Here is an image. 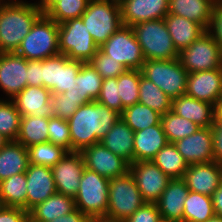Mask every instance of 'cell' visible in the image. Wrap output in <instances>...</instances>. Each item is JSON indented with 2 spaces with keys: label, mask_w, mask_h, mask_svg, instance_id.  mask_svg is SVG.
I'll return each mask as SVG.
<instances>
[{
  "label": "cell",
  "mask_w": 222,
  "mask_h": 222,
  "mask_svg": "<svg viewBox=\"0 0 222 222\" xmlns=\"http://www.w3.org/2000/svg\"><path fill=\"white\" fill-rule=\"evenodd\" d=\"M121 117L115 110L92 101L80 106L67 120L71 137V151L81 152L107 134Z\"/></svg>",
  "instance_id": "1"
},
{
  "label": "cell",
  "mask_w": 222,
  "mask_h": 222,
  "mask_svg": "<svg viewBox=\"0 0 222 222\" xmlns=\"http://www.w3.org/2000/svg\"><path fill=\"white\" fill-rule=\"evenodd\" d=\"M41 15L36 2L0 5V53L16 52Z\"/></svg>",
  "instance_id": "2"
},
{
  "label": "cell",
  "mask_w": 222,
  "mask_h": 222,
  "mask_svg": "<svg viewBox=\"0 0 222 222\" xmlns=\"http://www.w3.org/2000/svg\"><path fill=\"white\" fill-rule=\"evenodd\" d=\"M59 24L42 14L32 25L30 32L20 43L18 55L29 60H44L60 54Z\"/></svg>",
  "instance_id": "3"
},
{
  "label": "cell",
  "mask_w": 222,
  "mask_h": 222,
  "mask_svg": "<svg viewBox=\"0 0 222 222\" xmlns=\"http://www.w3.org/2000/svg\"><path fill=\"white\" fill-rule=\"evenodd\" d=\"M81 18L98 47L123 25L117 0H90Z\"/></svg>",
  "instance_id": "4"
},
{
  "label": "cell",
  "mask_w": 222,
  "mask_h": 222,
  "mask_svg": "<svg viewBox=\"0 0 222 222\" xmlns=\"http://www.w3.org/2000/svg\"><path fill=\"white\" fill-rule=\"evenodd\" d=\"M145 60H171L179 57L164 18L132 26Z\"/></svg>",
  "instance_id": "5"
},
{
  "label": "cell",
  "mask_w": 222,
  "mask_h": 222,
  "mask_svg": "<svg viewBox=\"0 0 222 222\" xmlns=\"http://www.w3.org/2000/svg\"><path fill=\"white\" fill-rule=\"evenodd\" d=\"M142 75L157 85L171 99L186 92L188 72L179 58L171 60H145Z\"/></svg>",
  "instance_id": "6"
},
{
  "label": "cell",
  "mask_w": 222,
  "mask_h": 222,
  "mask_svg": "<svg viewBox=\"0 0 222 222\" xmlns=\"http://www.w3.org/2000/svg\"><path fill=\"white\" fill-rule=\"evenodd\" d=\"M109 181L98 173L83 169L79 189L74 198L76 208L88 218L106 216L108 210Z\"/></svg>",
  "instance_id": "7"
},
{
  "label": "cell",
  "mask_w": 222,
  "mask_h": 222,
  "mask_svg": "<svg viewBox=\"0 0 222 222\" xmlns=\"http://www.w3.org/2000/svg\"><path fill=\"white\" fill-rule=\"evenodd\" d=\"M58 42L60 54L83 63L89 62L99 50L81 17L59 24Z\"/></svg>",
  "instance_id": "8"
},
{
  "label": "cell",
  "mask_w": 222,
  "mask_h": 222,
  "mask_svg": "<svg viewBox=\"0 0 222 222\" xmlns=\"http://www.w3.org/2000/svg\"><path fill=\"white\" fill-rule=\"evenodd\" d=\"M106 216L125 220L144 203V199L130 172L110 179Z\"/></svg>",
  "instance_id": "9"
},
{
  "label": "cell",
  "mask_w": 222,
  "mask_h": 222,
  "mask_svg": "<svg viewBox=\"0 0 222 222\" xmlns=\"http://www.w3.org/2000/svg\"><path fill=\"white\" fill-rule=\"evenodd\" d=\"M99 49L127 70H141L145 58L131 26L122 25Z\"/></svg>",
  "instance_id": "10"
},
{
  "label": "cell",
  "mask_w": 222,
  "mask_h": 222,
  "mask_svg": "<svg viewBox=\"0 0 222 222\" xmlns=\"http://www.w3.org/2000/svg\"><path fill=\"white\" fill-rule=\"evenodd\" d=\"M178 58L188 73L222 67L221 48L208 31L203 33L189 47L182 49Z\"/></svg>",
  "instance_id": "11"
},
{
  "label": "cell",
  "mask_w": 222,
  "mask_h": 222,
  "mask_svg": "<svg viewBox=\"0 0 222 222\" xmlns=\"http://www.w3.org/2000/svg\"><path fill=\"white\" fill-rule=\"evenodd\" d=\"M129 172L148 203H156L171 179L153 161H138L129 165Z\"/></svg>",
  "instance_id": "12"
},
{
  "label": "cell",
  "mask_w": 222,
  "mask_h": 222,
  "mask_svg": "<svg viewBox=\"0 0 222 222\" xmlns=\"http://www.w3.org/2000/svg\"><path fill=\"white\" fill-rule=\"evenodd\" d=\"M85 163L79 151H67L52 168L57 193L75 198Z\"/></svg>",
  "instance_id": "13"
},
{
  "label": "cell",
  "mask_w": 222,
  "mask_h": 222,
  "mask_svg": "<svg viewBox=\"0 0 222 222\" xmlns=\"http://www.w3.org/2000/svg\"><path fill=\"white\" fill-rule=\"evenodd\" d=\"M81 153L85 167L105 178L113 179L129 172L130 164L100 142L84 148Z\"/></svg>",
  "instance_id": "14"
},
{
  "label": "cell",
  "mask_w": 222,
  "mask_h": 222,
  "mask_svg": "<svg viewBox=\"0 0 222 222\" xmlns=\"http://www.w3.org/2000/svg\"><path fill=\"white\" fill-rule=\"evenodd\" d=\"M27 60L15 52L0 53V89L12 99L27 86ZM7 97V98H6Z\"/></svg>",
  "instance_id": "15"
},
{
  "label": "cell",
  "mask_w": 222,
  "mask_h": 222,
  "mask_svg": "<svg viewBox=\"0 0 222 222\" xmlns=\"http://www.w3.org/2000/svg\"><path fill=\"white\" fill-rule=\"evenodd\" d=\"M185 94L216 106L222 99V67L188 73Z\"/></svg>",
  "instance_id": "16"
},
{
  "label": "cell",
  "mask_w": 222,
  "mask_h": 222,
  "mask_svg": "<svg viewBox=\"0 0 222 222\" xmlns=\"http://www.w3.org/2000/svg\"><path fill=\"white\" fill-rule=\"evenodd\" d=\"M211 127H201L195 133L177 140L178 152L188 165L214 161Z\"/></svg>",
  "instance_id": "17"
},
{
  "label": "cell",
  "mask_w": 222,
  "mask_h": 222,
  "mask_svg": "<svg viewBox=\"0 0 222 222\" xmlns=\"http://www.w3.org/2000/svg\"><path fill=\"white\" fill-rule=\"evenodd\" d=\"M123 25L134 26L140 22L165 18L169 0H119Z\"/></svg>",
  "instance_id": "18"
},
{
  "label": "cell",
  "mask_w": 222,
  "mask_h": 222,
  "mask_svg": "<svg viewBox=\"0 0 222 222\" xmlns=\"http://www.w3.org/2000/svg\"><path fill=\"white\" fill-rule=\"evenodd\" d=\"M183 180L190 191L212 197L222 183V164L211 161L188 165Z\"/></svg>",
  "instance_id": "19"
},
{
  "label": "cell",
  "mask_w": 222,
  "mask_h": 222,
  "mask_svg": "<svg viewBox=\"0 0 222 222\" xmlns=\"http://www.w3.org/2000/svg\"><path fill=\"white\" fill-rule=\"evenodd\" d=\"M27 180L26 211H30L37 204L57 192L52 170L42 165L29 163L25 172Z\"/></svg>",
  "instance_id": "20"
},
{
  "label": "cell",
  "mask_w": 222,
  "mask_h": 222,
  "mask_svg": "<svg viewBox=\"0 0 222 222\" xmlns=\"http://www.w3.org/2000/svg\"><path fill=\"white\" fill-rule=\"evenodd\" d=\"M189 189L183 179H172L156 202L163 222H183L184 201Z\"/></svg>",
  "instance_id": "21"
},
{
  "label": "cell",
  "mask_w": 222,
  "mask_h": 222,
  "mask_svg": "<svg viewBox=\"0 0 222 222\" xmlns=\"http://www.w3.org/2000/svg\"><path fill=\"white\" fill-rule=\"evenodd\" d=\"M50 97L51 91L47 88L26 86L12 100L21 116L51 117Z\"/></svg>",
  "instance_id": "22"
},
{
  "label": "cell",
  "mask_w": 222,
  "mask_h": 222,
  "mask_svg": "<svg viewBox=\"0 0 222 222\" xmlns=\"http://www.w3.org/2000/svg\"><path fill=\"white\" fill-rule=\"evenodd\" d=\"M177 115L200 127H211L215 122V105L184 94L172 99V109Z\"/></svg>",
  "instance_id": "23"
},
{
  "label": "cell",
  "mask_w": 222,
  "mask_h": 222,
  "mask_svg": "<svg viewBox=\"0 0 222 222\" xmlns=\"http://www.w3.org/2000/svg\"><path fill=\"white\" fill-rule=\"evenodd\" d=\"M100 143L129 164L134 162V131L120 117Z\"/></svg>",
  "instance_id": "24"
},
{
  "label": "cell",
  "mask_w": 222,
  "mask_h": 222,
  "mask_svg": "<svg viewBox=\"0 0 222 222\" xmlns=\"http://www.w3.org/2000/svg\"><path fill=\"white\" fill-rule=\"evenodd\" d=\"M167 143L161 123L134 132V162L152 161Z\"/></svg>",
  "instance_id": "25"
},
{
  "label": "cell",
  "mask_w": 222,
  "mask_h": 222,
  "mask_svg": "<svg viewBox=\"0 0 222 222\" xmlns=\"http://www.w3.org/2000/svg\"><path fill=\"white\" fill-rule=\"evenodd\" d=\"M215 0H169L168 13L199 23L208 31Z\"/></svg>",
  "instance_id": "26"
},
{
  "label": "cell",
  "mask_w": 222,
  "mask_h": 222,
  "mask_svg": "<svg viewBox=\"0 0 222 222\" xmlns=\"http://www.w3.org/2000/svg\"><path fill=\"white\" fill-rule=\"evenodd\" d=\"M164 20L172 38L173 45L178 52L189 47L206 32L199 23L174 14L168 13Z\"/></svg>",
  "instance_id": "27"
},
{
  "label": "cell",
  "mask_w": 222,
  "mask_h": 222,
  "mask_svg": "<svg viewBox=\"0 0 222 222\" xmlns=\"http://www.w3.org/2000/svg\"><path fill=\"white\" fill-rule=\"evenodd\" d=\"M76 209L74 198L55 193L29 211V222H48Z\"/></svg>",
  "instance_id": "28"
},
{
  "label": "cell",
  "mask_w": 222,
  "mask_h": 222,
  "mask_svg": "<svg viewBox=\"0 0 222 222\" xmlns=\"http://www.w3.org/2000/svg\"><path fill=\"white\" fill-rule=\"evenodd\" d=\"M29 165L28 149L17 141H9L0 149V182L19 173Z\"/></svg>",
  "instance_id": "29"
},
{
  "label": "cell",
  "mask_w": 222,
  "mask_h": 222,
  "mask_svg": "<svg viewBox=\"0 0 222 222\" xmlns=\"http://www.w3.org/2000/svg\"><path fill=\"white\" fill-rule=\"evenodd\" d=\"M50 117L21 116L17 142L28 148L32 145L48 142V123Z\"/></svg>",
  "instance_id": "30"
},
{
  "label": "cell",
  "mask_w": 222,
  "mask_h": 222,
  "mask_svg": "<svg viewBox=\"0 0 222 222\" xmlns=\"http://www.w3.org/2000/svg\"><path fill=\"white\" fill-rule=\"evenodd\" d=\"M171 180L183 179L188 164L174 143H167L152 160Z\"/></svg>",
  "instance_id": "31"
},
{
  "label": "cell",
  "mask_w": 222,
  "mask_h": 222,
  "mask_svg": "<svg viewBox=\"0 0 222 222\" xmlns=\"http://www.w3.org/2000/svg\"><path fill=\"white\" fill-rule=\"evenodd\" d=\"M215 215L211 196L189 191L184 201L183 222H207Z\"/></svg>",
  "instance_id": "32"
},
{
  "label": "cell",
  "mask_w": 222,
  "mask_h": 222,
  "mask_svg": "<svg viewBox=\"0 0 222 222\" xmlns=\"http://www.w3.org/2000/svg\"><path fill=\"white\" fill-rule=\"evenodd\" d=\"M27 180L25 173L15 174L0 182V194L5 206L26 210Z\"/></svg>",
  "instance_id": "33"
},
{
  "label": "cell",
  "mask_w": 222,
  "mask_h": 222,
  "mask_svg": "<svg viewBox=\"0 0 222 222\" xmlns=\"http://www.w3.org/2000/svg\"><path fill=\"white\" fill-rule=\"evenodd\" d=\"M139 103L150 107L161 115L172 109V99L143 75L140 76L139 82Z\"/></svg>",
  "instance_id": "34"
},
{
  "label": "cell",
  "mask_w": 222,
  "mask_h": 222,
  "mask_svg": "<svg viewBox=\"0 0 222 222\" xmlns=\"http://www.w3.org/2000/svg\"><path fill=\"white\" fill-rule=\"evenodd\" d=\"M161 116L157 111L139 102L125 108L121 114L122 119L134 132L160 124Z\"/></svg>",
  "instance_id": "35"
},
{
  "label": "cell",
  "mask_w": 222,
  "mask_h": 222,
  "mask_svg": "<svg viewBox=\"0 0 222 222\" xmlns=\"http://www.w3.org/2000/svg\"><path fill=\"white\" fill-rule=\"evenodd\" d=\"M160 123L168 143H175L177 140L183 139L201 128L196 123L177 115L172 110L161 116Z\"/></svg>",
  "instance_id": "36"
},
{
  "label": "cell",
  "mask_w": 222,
  "mask_h": 222,
  "mask_svg": "<svg viewBox=\"0 0 222 222\" xmlns=\"http://www.w3.org/2000/svg\"><path fill=\"white\" fill-rule=\"evenodd\" d=\"M21 114L12 99L0 98V134L16 141L20 130Z\"/></svg>",
  "instance_id": "37"
},
{
  "label": "cell",
  "mask_w": 222,
  "mask_h": 222,
  "mask_svg": "<svg viewBox=\"0 0 222 222\" xmlns=\"http://www.w3.org/2000/svg\"><path fill=\"white\" fill-rule=\"evenodd\" d=\"M103 79L100 74L87 63H82L76 76V84L81 91V97H86L89 102L96 101L99 97Z\"/></svg>",
  "instance_id": "38"
},
{
  "label": "cell",
  "mask_w": 222,
  "mask_h": 222,
  "mask_svg": "<svg viewBox=\"0 0 222 222\" xmlns=\"http://www.w3.org/2000/svg\"><path fill=\"white\" fill-rule=\"evenodd\" d=\"M29 163L52 168L66 154L67 150L51 142L32 145L27 148Z\"/></svg>",
  "instance_id": "39"
},
{
  "label": "cell",
  "mask_w": 222,
  "mask_h": 222,
  "mask_svg": "<svg viewBox=\"0 0 222 222\" xmlns=\"http://www.w3.org/2000/svg\"><path fill=\"white\" fill-rule=\"evenodd\" d=\"M141 75V70H127L117 77L119 96L124 109L139 102Z\"/></svg>",
  "instance_id": "40"
},
{
  "label": "cell",
  "mask_w": 222,
  "mask_h": 222,
  "mask_svg": "<svg viewBox=\"0 0 222 222\" xmlns=\"http://www.w3.org/2000/svg\"><path fill=\"white\" fill-rule=\"evenodd\" d=\"M90 0H60L45 15L58 24L80 18Z\"/></svg>",
  "instance_id": "41"
},
{
  "label": "cell",
  "mask_w": 222,
  "mask_h": 222,
  "mask_svg": "<svg viewBox=\"0 0 222 222\" xmlns=\"http://www.w3.org/2000/svg\"><path fill=\"white\" fill-rule=\"evenodd\" d=\"M61 77V54L42 60L43 87L51 91V94L59 93Z\"/></svg>",
  "instance_id": "42"
},
{
  "label": "cell",
  "mask_w": 222,
  "mask_h": 222,
  "mask_svg": "<svg viewBox=\"0 0 222 222\" xmlns=\"http://www.w3.org/2000/svg\"><path fill=\"white\" fill-rule=\"evenodd\" d=\"M89 63L100 74L102 79L117 78L120 74L127 71L123 64L118 61H114L100 49L92 57Z\"/></svg>",
  "instance_id": "43"
},
{
  "label": "cell",
  "mask_w": 222,
  "mask_h": 222,
  "mask_svg": "<svg viewBox=\"0 0 222 222\" xmlns=\"http://www.w3.org/2000/svg\"><path fill=\"white\" fill-rule=\"evenodd\" d=\"M48 142L71 151V137L68 121L51 116L48 123Z\"/></svg>",
  "instance_id": "44"
},
{
  "label": "cell",
  "mask_w": 222,
  "mask_h": 222,
  "mask_svg": "<svg viewBox=\"0 0 222 222\" xmlns=\"http://www.w3.org/2000/svg\"><path fill=\"white\" fill-rule=\"evenodd\" d=\"M96 101L115 110L120 115L123 113L124 108L119 96L117 78L103 79L101 91Z\"/></svg>",
  "instance_id": "45"
},
{
  "label": "cell",
  "mask_w": 222,
  "mask_h": 222,
  "mask_svg": "<svg viewBox=\"0 0 222 222\" xmlns=\"http://www.w3.org/2000/svg\"><path fill=\"white\" fill-rule=\"evenodd\" d=\"M82 61L70 60L66 55L61 54V77L59 93H63L76 84V76L80 71Z\"/></svg>",
  "instance_id": "46"
},
{
  "label": "cell",
  "mask_w": 222,
  "mask_h": 222,
  "mask_svg": "<svg viewBox=\"0 0 222 222\" xmlns=\"http://www.w3.org/2000/svg\"><path fill=\"white\" fill-rule=\"evenodd\" d=\"M51 110L53 116L68 120L73 113L80 107L76 101L66 97L63 93L51 94L50 97Z\"/></svg>",
  "instance_id": "47"
},
{
  "label": "cell",
  "mask_w": 222,
  "mask_h": 222,
  "mask_svg": "<svg viewBox=\"0 0 222 222\" xmlns=\"http://www.w3.org/2000/svg\"><path fill=\"white\" fill-rule=\"evenodd\" d=\"M124 222H163L156 203L145 202Z\"/></svg>",
  "instance_id": "48"
},
{
  "label": "cell",
  "mask_w": 222,
  "mask_h": 222,
  "mask_svg": "<svg viewBox=\"0 0 222 222\" xmlns=\"http://www.w3.org/2000/svg\"><path fill=\"white\" fill-rule=\"evenodd\" d=\"M208 32L219 44L222 51V0L215 3L212 11V21Z\"/></svg>",
  "instance_id": "49"
},
{
  "label": "cell",
  "mask_w": 222,
  "mask_h": 222,
  "mask_svg": "<svg viewBox=\"0 0 222 222\" xmlns=\"http://www.w3.org/2000/svg\"><path fill=\"white\" fill-rule=\"evenodd\" d=\"M27 86L43 87L42 60L27 61Z\"/></svg>",
  "instance_id": "50"
},
{
  "label": "cell",
  "mask_w": 222,
  "mask_h": 222,
  "mask_svg": "<svg viewBox=\"0 0 222 222\" xmlns=\"http://www.w3.org/2000/svg\"><path fill=\"white\" fill-rule=\"evenodd\" d=\"M0 222H29V212L22 208L5 206L0 210Z\"/></svg>",
  "instance_id": "51"
},
{
  "label": "cell",
  "mask_w": 222,
  "mask_h": 222,
  "mask_svg": "<svg viewBox=\"0 0 222 222\" xmlns=\"http://www.w3.org/2000/svg\"><path fill=\"white\" fill-rule=\"evenodd\" d=\"M213 134V154L214 161L222 164V124H219L216 120L211 126Z\"/></svg>",
  "instance_id": "52"
},
{
  "label": "cell",
  "mask_w": 222,
  "mask_h": 222,
  "mask_svg": "<svg viewBox=\"0 0 222 222\" xmlns=\"http://www.w3.org/2000/svg\"><path fill=\"white\" fill-rule=\"evenodd\" d=\"M88 219L82 211L76 208L74 211L48 222H88Z\"/></svg>",
  "instance_id": "53"
},
{
  "label": "cell",
  "mask_w": 222,
  "mask_h": 222,
  "mask_svg": "<svg viewBox=\"0 0 222 222\" xmlns=\"http://www.w3.org/2000/svg\"><path fill=\"white\" fill-rule=\"evenodd\" d=\"M63 94L66 95V97L76 101L80 106L89 103L86 97H81V91L79 90L77 84H74L72 88L67 89V91L63 92Z\"/></svg>",
  "instance_id": "54"
},
{
  "label": "cell",
  "mask_w": 222,
  "mask_h": 222,
  "mask_svg": "<svg viewBox=\"0 0 222 222\" xmlns=\"http://www.w3.org/2000/svg\"><path fill=\"white\" fill-rule=\"evenodd\" d=\"M212 200L215 214L222 217V183L212 195Z\"/></svg>",
  "instance_id": "55"
},
{
  "label": "cell",
  "mask_w": 222,
  "mask_h": 222,
  "mask_svg": "<svg viewBox=\"0 0 222 222\" xmlns=\"http://www.w3.org/2000/svg\"><path fill=\"white\" fill-rule=\"evenodd\" d=\"M59 1L60 0H39L36 4L40 8L42 14L45 15Z\"/></svg>",
  "instance_id": "56"
},
{
  "label": "cell",
  "mask_w": 222,
  "mask_h": 222,
  "mask_svg": "<svg viewBox=\"0 0 222 222\" xmlns=\"http://www.w3.org/2000/svg\"><path fill=\"white\" fill-rule=\"evenodd\" d=\"M88 222H124V220H117L108 216H94L89 218Z\"/></svg>",
  "instance_id": "57"
},
{
  "label": "cell",
  "mask_w": 222,
  "mask_h": 222,
  "mask_svg": "<svg viewBox=\"0 0 222 222\" xmlns=\"http://www.w3.org/2000/svg\"><path fill=\"white\" fill-rule=\"evenodd\" d=\"M215 120L222 124V99L215 106Z\"/></svg>",
  "instance_id": "58"
},
{
  "label": "cell",
  "mask_w": 222,
  "mask_h": 222,
  "mask_svg": "<svg viewBox=\"0 0 222 222\" xmlns=\"http://www.w3.org/2000/svg\"><path fill=\"white\" fill-rule=\"evenodd\" d=\"M22 0H0V5L17 4Z\"/></svg>",
  "instance_id": "59"
},
{
  "label": "cell",
  "mask_w": 222,
  "mask_h": 222,
  "mask_svg": "<svg viewBox=\"0 0 222 222\" xmlns=\"http://www.w3.org/2000/svg\"><path fill=\"white\" fill-rule=\"evenodd\" d=\"M9 140L4 137L2 134H0V149L7 143Z\"/></svg>",
  "instance_id": "60"
},
{
  "label": "cell",
  "mask_w": 222,
  "mask_h": 222,
  "mask_svg": "<svg viewBox=\"0 0 222 222\" xmlns=\"http://www.w3.org/2000/svg\"><path fill=\"white\" fill-rule=\"evenodd\" d=\"M207 222H222V217L215 215L211 219H209Z\"/></svg>",
  "instance_id": "61"
},
{
  "label": "cell",
  "mask_w": 222,
  "mask_h": 222,
  "mask_svg": "<svg viewBox=\"0 0 222 222\" xmlns=\"http://www.w3.org/2000/svg\"><path fill=\"white\" fill-rule=\"evenodd\" d=\"M4 207H5V204H4L1 194H0V210H2Z\"/></svg>",
  "instance_id": "62"
}]
</instances>
